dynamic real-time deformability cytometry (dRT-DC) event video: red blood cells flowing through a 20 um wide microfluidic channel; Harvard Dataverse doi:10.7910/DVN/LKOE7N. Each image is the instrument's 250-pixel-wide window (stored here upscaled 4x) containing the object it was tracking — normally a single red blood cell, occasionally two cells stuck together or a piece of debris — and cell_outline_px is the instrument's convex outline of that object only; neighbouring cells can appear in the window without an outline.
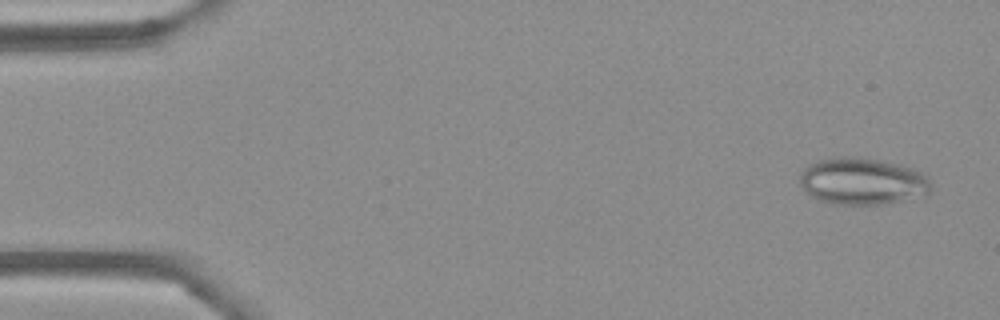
{"species": "Egyptian fruit bat (a non-hibernating species)", "species_latin": "Rousettus aegyptiacus", "temperature_condition": "cold", "stored_images_in_passage": 54, "camera_frame_rate_fps": 3000, "um_per_image_px": 0.085, "frame": {"image": 1, "passage_image": 3, "time_ms": 0.667, "image_size_px": [1000, 320], "cell_outline_px": [[932, 188], [924, 196], [904, 200], [880, 204], [832, 204], [820, 200], [804, 192], [800, 184], [800, 172], [808, 164], [816, 160], [840, 156], [860, 156], [880, 160], [912, 168], [920, 172], [932, 184]], "centroid_in_image_um": [73.26, 15.4], "position_along_channel_um": 11.7, "area_um2": 36.07}}
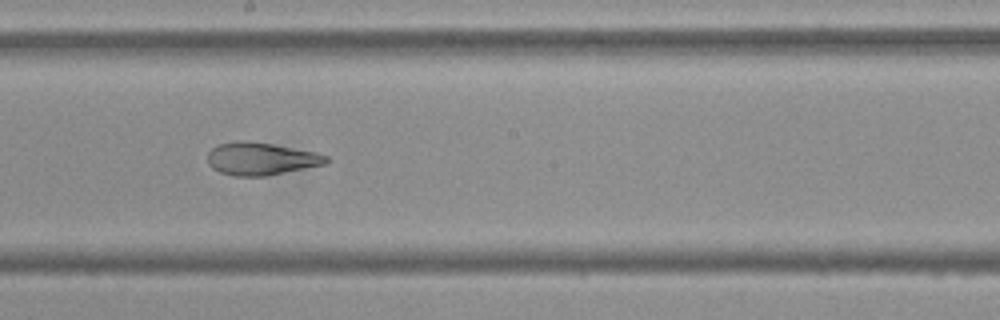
{"frame": {"image": 2, "passage_image": 30, "time_ms": 9.667, "image_size_px": [1000, 320], "cell_outline_px": [[332, 160], [328, 164], [264, 176], [232, 176], [220, 172], [212, 168], [208, 164], [208, 152], [212, 148], [220, 144], [236, 140], [248, 140], [272, 144], [316, 152], [328, 156]], "centroid_in_image_um": [22.21, 13.49], "position_along_channel_um": 226.0, "area_um2": 22.77}}
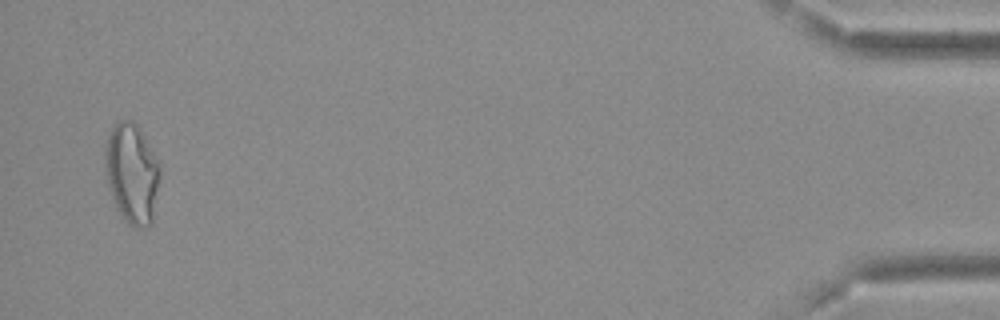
{"frame": {"image": 3, "passage_image": 53, "time_ms": 17.333, "image_size_px": [1000, 320], "cell_outline_px": [[160, 176], [152, 224], [148, 228], [136, 228], [128, 224], [124, 220], [116, 208], [108, 180], [104, 156], [104, 148], [112, 124], [120, 120], [132, 120], [140, 128], [160, 168]], "centroid_in_image_um": [11.21, 14.75], "position_along_channel_um": 424.0, "area_um2": 31.91}, "authors_computed_cell_mechanics": {"area_um2": 27.3683, "velocity_mm_per_s": 3.6902, "shape_relaxation_time_tau1_ms": null, "shape_relaxation_time_tau2_ms": 1.8726, "deformation_change_tau1": null, "deformation_change_tau2": 0.0962}}